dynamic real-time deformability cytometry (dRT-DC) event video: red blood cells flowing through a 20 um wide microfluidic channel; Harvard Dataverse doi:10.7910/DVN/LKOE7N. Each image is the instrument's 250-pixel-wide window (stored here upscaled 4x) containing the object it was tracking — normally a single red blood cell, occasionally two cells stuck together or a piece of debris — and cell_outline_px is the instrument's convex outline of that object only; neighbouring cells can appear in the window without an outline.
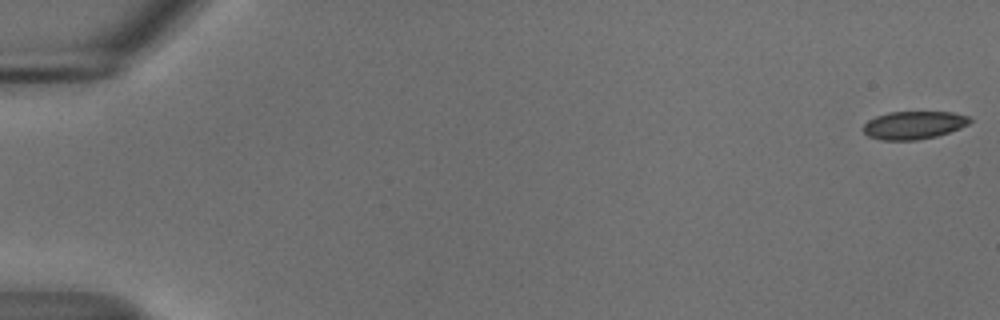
{"species": "common noctule bat (a hibernating species)", "species_latin": "Nyctalus noctula", "temperature_condition": "cold", "stored_images_in_passage": 52, "camera_frame_rate_fps": 3000, "um_per_image_px": 0.085, "animal": {"sex": "male", "body_mass_g": 18.8}, "frame": {"image": 1, "passage_image": 1, "time_ms": 0.0, "image_size_px": [1000, 320], "cell_outline_px": [[972, 120], [968, 124], [960, 128], [936, 136], [916, 140], [880, 140], [868, 136], [864, 132], [864, 124], [868, 120], [876, 116], [888, 112], [952, 112], [968, 116]], "centroid_in_image_um": [77.65, 10.63], "position_along_channel_um": 7.3, "area_um2": 17.28}}
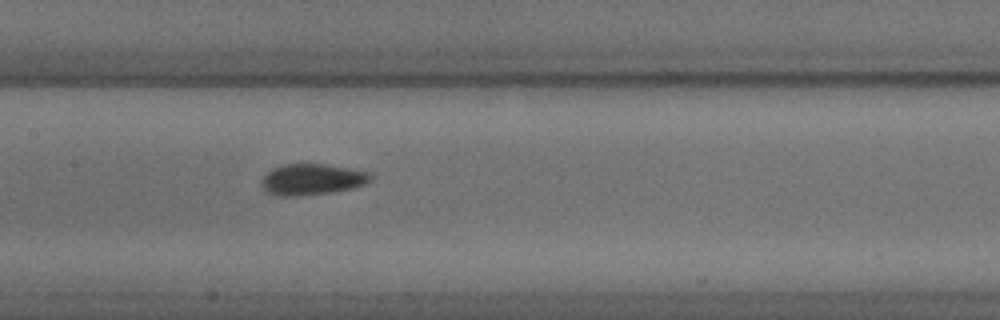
{"frame": {"image": 2, "passage_image": 28, "time_ms": 9.0, "image_size_px": [1000, 320], "cell_outline_px": [[372, 180], [364, 184], [352, 188], [332, 192], [300, 196], [276, 196], [264, 192], [260, 188], [260, 184], [264, 176], [272, 168], [284, 164], [324, 164], [372, 172]], "centroid_in_image_um": [26.49, 15.26], "position_along_channel_um": 180.9, "area_um2": 20.06}}
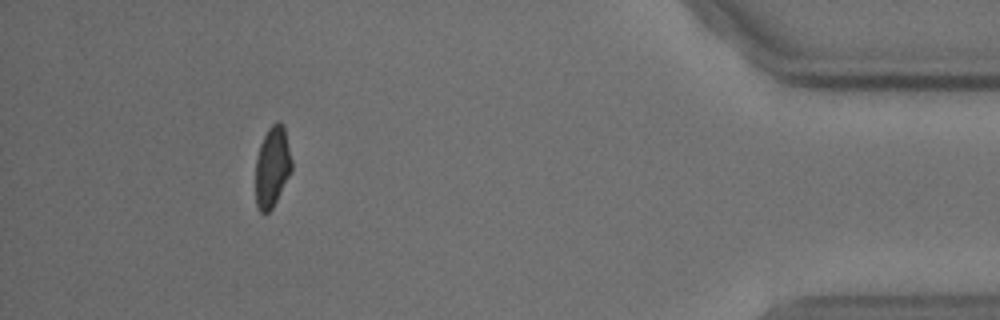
{"frame": {"image": 3, "passage_image": 51, "time_ms": 16.667, "image_size_px": [1000, 320], "cell_outline_px": [[292, 168], [272, 208], [268, 212], [260, 212], [256, 204], [256, 160], [260, 144], [268, 128], [276, 120], [280, 120], [284, 124], [292, 160]], "centroid_in_image_um": [23.14, 14.11], "position_along_channel_um": 412.1, "area_um2": 16.88}}